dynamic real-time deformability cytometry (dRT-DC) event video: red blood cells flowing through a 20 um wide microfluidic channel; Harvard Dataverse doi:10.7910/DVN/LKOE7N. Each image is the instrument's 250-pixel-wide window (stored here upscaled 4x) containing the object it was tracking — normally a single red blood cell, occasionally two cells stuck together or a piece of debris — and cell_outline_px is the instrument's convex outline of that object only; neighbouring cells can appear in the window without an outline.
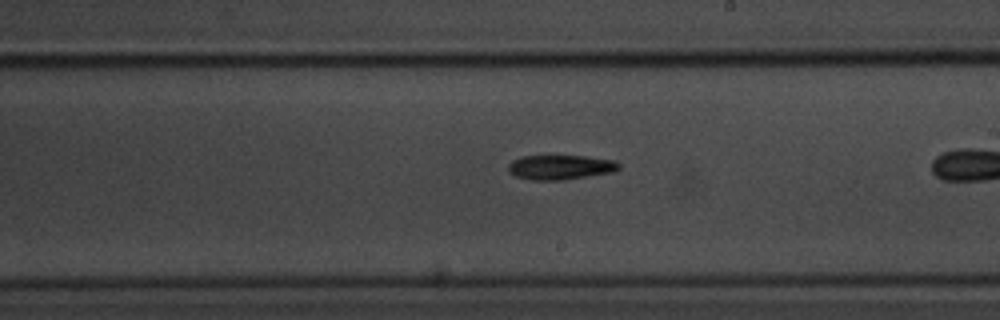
{"species": "common noctule bat (a hibernating species)", "species_latin": "Nyctalus noctula", "temperature_condition": "room temperature", "stored_images_in_passage": 23, "camera_frame_rate_fps": 3000, "um_per_image_px": 0.085, "animal": {"sex": "male", "body_mass_g": 20.1, "forearm_length_mm": 53.5}, "frame": {"image": 1, "passage_image": 14, "time_ms": 4.333, "image_size_px": [1000, 320], "cell_outline_px": [[620, 168], [616, 172], [564, 180], [532, 180], [516, 176], [508, 172], [508, 164], [512, 160], [520, 156], [584, 156], [616, 160], [620, 164]], "centroid_in_image_um": [47.66, 14.22], "position_along_channel_um": 241.3, "area_um2": 16.13}}